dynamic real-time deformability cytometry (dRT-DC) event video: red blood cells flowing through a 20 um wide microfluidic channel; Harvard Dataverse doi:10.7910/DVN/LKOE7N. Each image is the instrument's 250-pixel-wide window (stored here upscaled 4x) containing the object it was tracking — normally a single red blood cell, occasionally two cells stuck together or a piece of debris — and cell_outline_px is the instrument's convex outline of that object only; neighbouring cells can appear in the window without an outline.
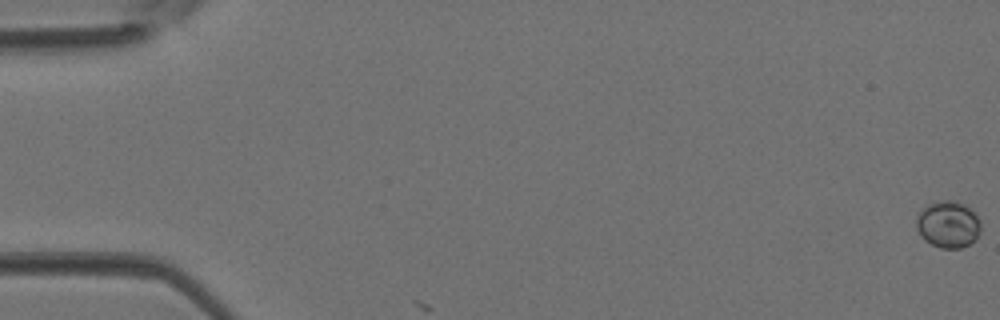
{"species": "Egyptian fruit bat (a non-hibernating species)", "species_latin": "Rousettus aegyptiacus", "temperature_condition": "room temperature", "stored_images_in_passage": 3, "camera_frame_rate_fps": 3000, "um_per_image_px": 0.085, "animal": {"sex": "female"}, "frame": {"image": 1, "passage_image": 1, "time_ms": 0.0, "image_size_px": [1000, 320], "cell_outline_px": [[980, 232], [976, 240], [960, 248], [940, 248], [924, 240], [920, 236], [916, 228], [916, 220], [920, 212], [928, 204], [940, 200], [952, 200], [964, 204], [980, 220]], "centroid_in_image_um": [80.58, 19.09], "position_along_channel_um": 4.4, "area_um2": 17.51}}